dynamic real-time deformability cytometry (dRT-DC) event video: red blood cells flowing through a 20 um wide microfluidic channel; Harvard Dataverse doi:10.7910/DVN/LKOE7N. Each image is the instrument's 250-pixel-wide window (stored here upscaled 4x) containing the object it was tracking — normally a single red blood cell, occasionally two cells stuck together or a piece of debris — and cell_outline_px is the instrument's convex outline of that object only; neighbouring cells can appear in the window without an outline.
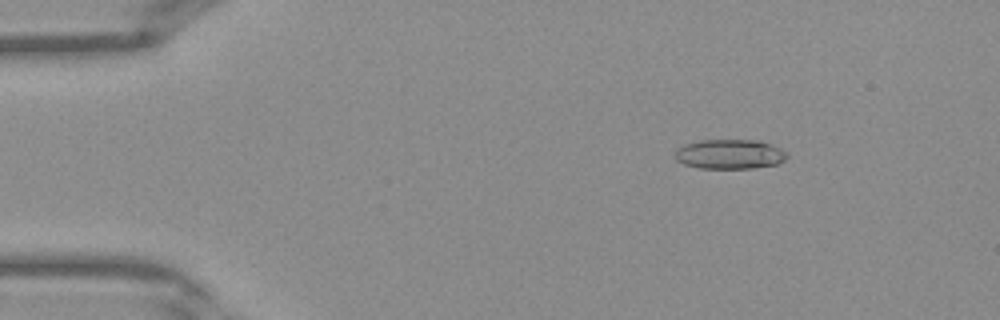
{"species": "Egyptian fruit bat (a non-hibernating species)", "species_latin": "Rousettus aegyptiacus", "temperature_condition": "warm", "stored_images_in_passage": 41, "camera_frame_rate_fps": 3000, "um_per_image_px": 0.085, "frame": {"image": 1, "passage_image": 6, "time_ms": 1.667, "image_size_px": [1000, 320], "cell_outline_px": [[788, 156], [784, 160], [776, 164], [752, 168], [700, 168], [684, 164], [676, 160], [676, 148], [684, 144], [700, 140], [756, 140], [780, 148]], "centroid_in_image_um": [61.98, 13.1], "position_along_channel_um": 23.0, "area_um2": 19.13}}
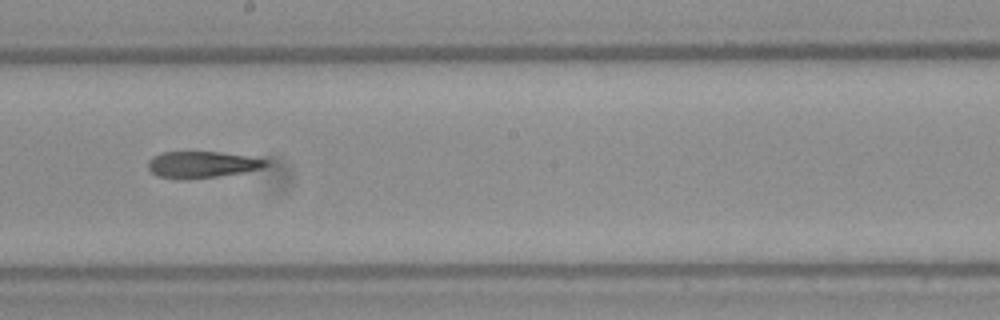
{"frame": {"image": 2, "passage_image": 23, "time_ms": 7.333, "image_size_px": [1000, 320], "cell_outline_px": [[268, 164], [260, 168], [244, 172], [188, 180], [176, 180], [156, 176], [148, 168], [148, 160], [152, 156], [164, 152], [220, 152], [248, 156], [268, 160]], "centroid_in_image_um": [17.11, 14.0], "position_along_channel_um": 231.1, "area_um2": 18.32}}
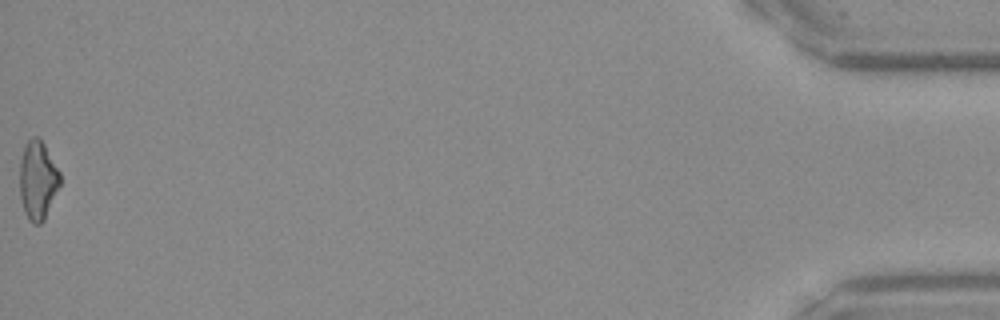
{"frame": {"image": 3, "passage_image": 41, "time_ms": 13.333, "image_size_px": [1000, 320], "cell_outline_px": [[60, 184], [44, 220], [40, 224], [32, 224], [28, 220], [24, 212], [20, 196], [20, 160], [24, 148], [28, 140], [32, 136], [40, 136], [60, 172]], "centroid_in_image_um": [3.2, 15.31], "position_along_channel_um": 432.0, "area_um2": 18.55}}